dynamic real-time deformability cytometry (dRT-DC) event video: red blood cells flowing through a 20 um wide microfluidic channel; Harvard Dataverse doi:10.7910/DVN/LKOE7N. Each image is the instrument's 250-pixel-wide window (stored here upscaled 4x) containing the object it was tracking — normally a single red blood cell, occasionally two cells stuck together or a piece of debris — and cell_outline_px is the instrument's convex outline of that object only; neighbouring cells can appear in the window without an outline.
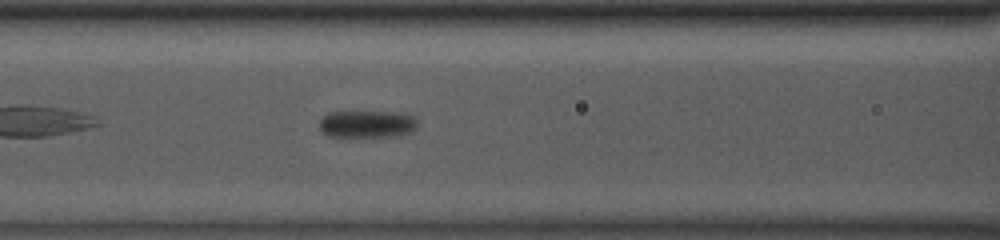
{"species": "common noctule bat (a hibernating species)", "species_latin": "Nyctalus noctula", "temperature_condition": "room temperature", "stored_images_in_passage": 39, "segment_of_instrument_passage": [1, 2], "camera_frame_rate_fps": 3000, "um_per_image_px": 0.085, "animal": {"sex": "male", "body_mass_g": 13.0, "forearm_length_mm": 53.1}, "frame": {"image": 1, "passage_image": 8, "time_ms": 2.333, "image_size_px": [1000, 240], "cell_outline_px": [[416, 128], [412, 132], [392, 136], [348, 140], [328, 136], [320, 128], [320, 120], [328, 112], [396, 112], [412, 116], [416, 120]], "centroid_in_image_um": [31.14, 10.6], "position_along_channel_um": 135.5, "area_um2": 16.24}}
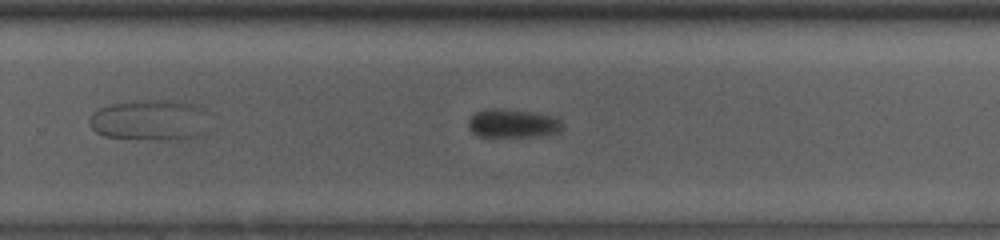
{"frame": {"image": 2, "passage_image": 20, "time_ms": 6.333, "image_size_px": [1000, 240], "cell_outline_px": [[564, 124], [560, 132], [536, 136], [476, 136], [468, 128], [468, 120], [476, 112], [496, 108], [504, 108], [532, 112], [556, 116]], "centroid_in_image_um": [43.61, 10.48], "position_along_channel_um": 286.2, "area_um2": 15.72}}
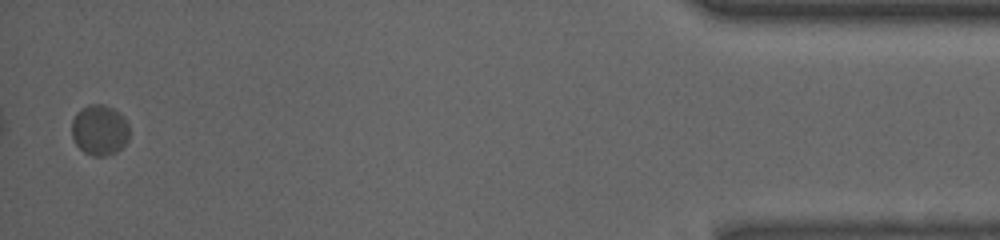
{"frame": {"image": 3, "passage_image": 37, "time_ms": 12.0, "image_size_px": [1000, 240], "cell_outline_px": [[128, 140], [116, 152], [104, 156], [92, 156], [84, 152], [76, 144], [72, 136], [72, 120], [76, 112], [80, 108], [88, 104], [104, 104], [120, 112], [124, 116], [128, 124]], "centroid_in_image_um": [8.45, 11.03], "position_along_channel_um": 426.7, "area_um2": 17.11}}